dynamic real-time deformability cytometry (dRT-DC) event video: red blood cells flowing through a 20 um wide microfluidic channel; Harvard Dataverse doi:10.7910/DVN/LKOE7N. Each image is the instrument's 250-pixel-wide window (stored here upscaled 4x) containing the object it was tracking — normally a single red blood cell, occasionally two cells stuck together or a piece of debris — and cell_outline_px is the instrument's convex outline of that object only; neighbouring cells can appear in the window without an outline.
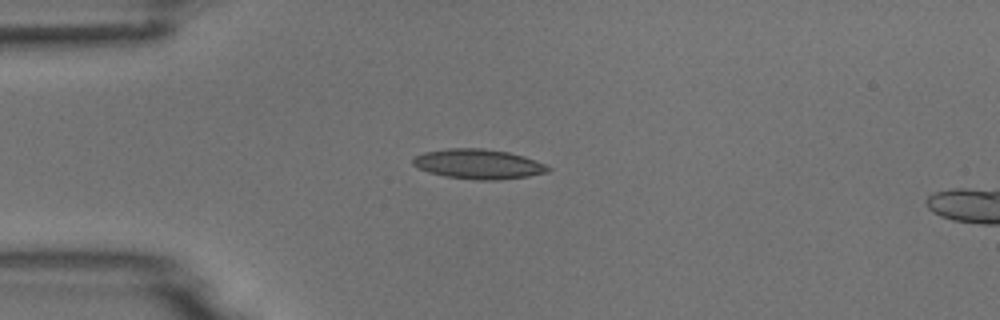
{"species": "common noctule bat (a hibernating species)", "species_latin": "Nyctalus noctula", "temperature_condition": "room temperature", "stored_images_in_passage": 4, "camera_frame_rate_fps": 3000, "um_per_image_px": 0.085, "animal": {"sex": "male", "body_mass_g": 18.8}, "frame": {"image": 1, "passage_image": 2, "time_ms": 1.0, "image_size_px": [1000, 320], "cell_outline_px": [[552, 168], [548, 172], [528, 176], [496, 180], [476, 180], [444, 176], [428, 172], [416, 168], [412, 164], [412, 160], [416, 156], [424, 152], [448, 148], [480, 148], [508, 152], [524, 156], [536, 160]], "centroid_in_image_um": [40.64, 13.95], "position_along_channel_um": 44.4, "area_um2": 23.52}}
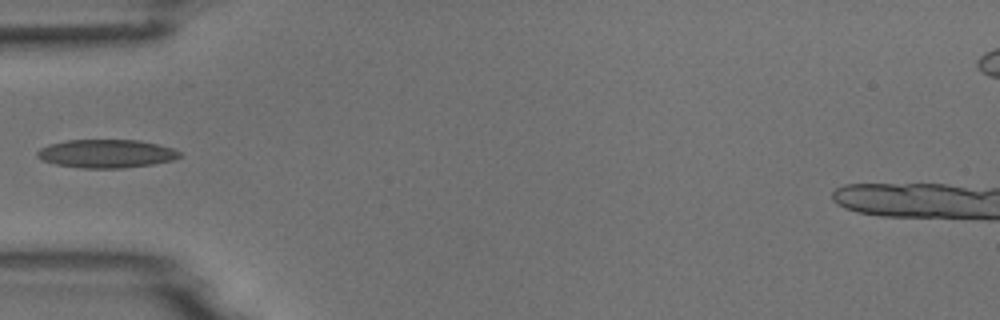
{"frame": {"image": 2, "passage_image": 3, "time_ms": 2.333, "image_size_px": [1000, 320], "cell_outline_px": [[184, 156], [172, 160], [152, 164], [124, 168], [84, 168], [56, 164], [44, 160], [36, 156], [36, 152], [40, 148], [48, 144], [68, 140], [140, 140], [172, 148], [180, 152]], "centroid_in_image_um": [9.05, 13.05], "position_along_channel_um": 76.0, "area_um2": 23.47}}